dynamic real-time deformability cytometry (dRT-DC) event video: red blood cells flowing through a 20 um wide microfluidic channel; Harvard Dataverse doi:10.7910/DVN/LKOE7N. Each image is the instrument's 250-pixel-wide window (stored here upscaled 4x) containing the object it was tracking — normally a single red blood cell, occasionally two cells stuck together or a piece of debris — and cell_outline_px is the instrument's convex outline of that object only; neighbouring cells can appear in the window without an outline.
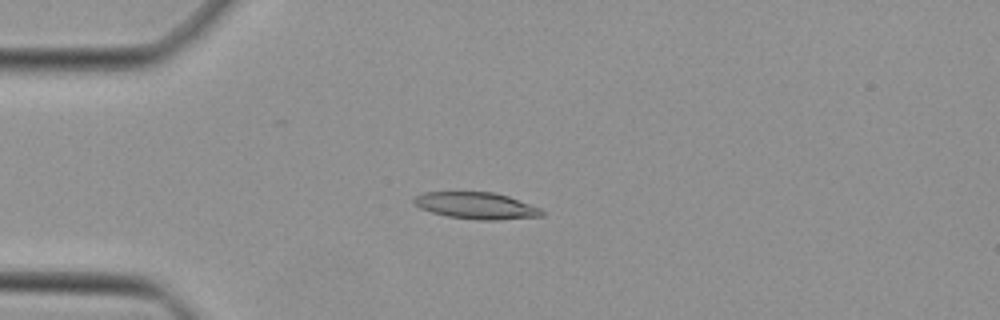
{"species": "Egyptian fruit bat (a non-hibernating species)", "species_latin": "Rousettus aegyptiacus", "temperature_condition": "cold", "stored_images_in_passage": 47, "camera_frame_rate_fps": 3000, "um_per_image_px": 0.085, "animal": {"sex": "female"}, "frame": {"image": 1, "passage_image": 12, "time_ms": 3.667, "image_size_px": [1000, 320], "cell_outline_px": [[544, 216], [500, 220], [480, 220], [448, 216], [432, 212], [420, 208], [412, 200], [416, 196], [424, 192], [492, 192], [508, 196], [540, 208], [544, 212]], "centroid_in_image_um": [40.51, 17.48], "position_along_channel_um": 44.5, "area_um2": 19.77}}
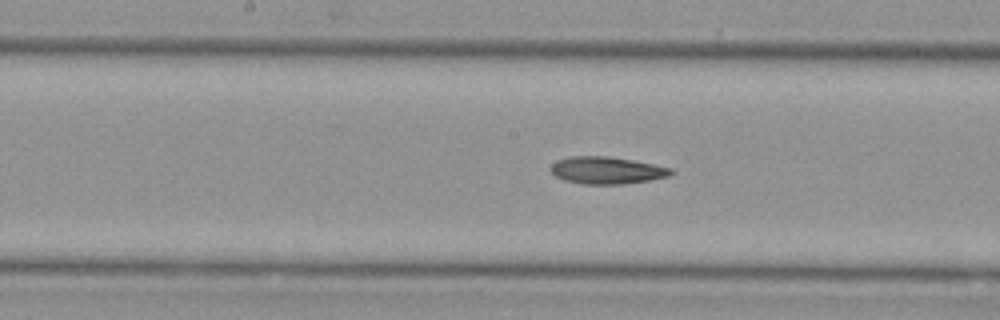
{"frame": {"image": 2, "passage_image": 24, "time_ms": 7.667, "image_size_px": [1000, 320], "cell_outline_px": [[676, 172], [668, 176], [648, 180], [620, 184], [584, 184], [564, 180], [556, 176], [552, 172], [552, 164], [556, 160], [572, 156], [608, 156], [632, 160], [672, 168]], "centroid_in_image_um": [51.58, 14.47], "position_along_channel_um": 196.6, "area_um2": 18.84}}
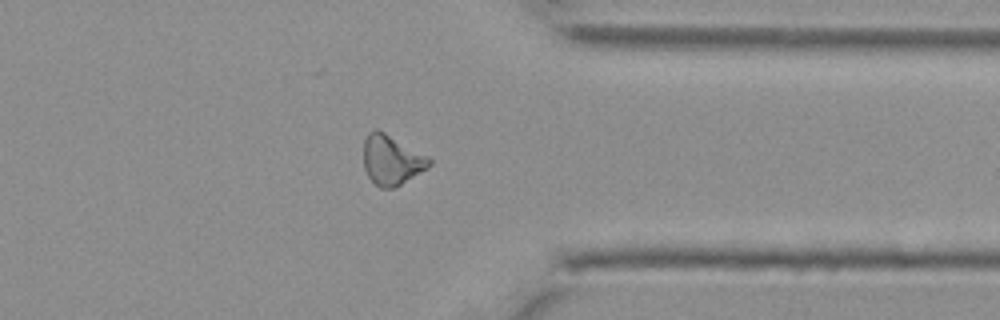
{"frame": {"image": 3, "passage_image": 37, "time_ms": 12.0, "image_size_px": [1000, 320], "cell_outline_px": [[432, 164], [400, 184], [392, 188], [380, 188], [368, 176], [364, 168], [364, 140], [368, 132], [376, 128], [384, 132], [428, 156], [432, 160]], "centroid_in_image_um": [33.26, 13.58], "position_along_channel_um": 378.1, "area_um2": 18.73}}